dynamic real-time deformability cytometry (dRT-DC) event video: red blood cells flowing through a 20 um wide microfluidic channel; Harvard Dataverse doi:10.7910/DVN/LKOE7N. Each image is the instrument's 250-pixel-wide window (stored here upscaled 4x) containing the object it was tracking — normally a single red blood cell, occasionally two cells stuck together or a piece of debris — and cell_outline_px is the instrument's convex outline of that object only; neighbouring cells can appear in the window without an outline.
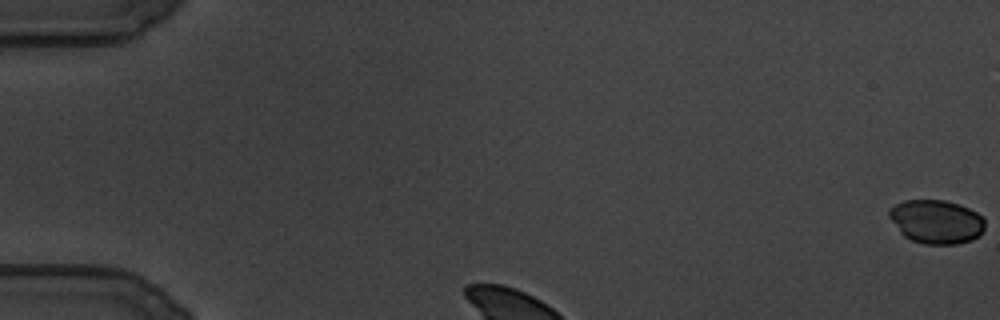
{"species": "common noctule bat (a hibernating species)", "species_latin": "Nyctalus noctula", "temperature_condition": "cold", "stored_images_in_passage": 80, "camera_frame_rate_fps": 3000, "um_per_image_px": 0.085, "animal": {"sex": "male", "body_mass_g": 19.5, "forearm_length_mm": 54.6}, "frame": {"image": 1, "passage_image": 1, "time_ms": 0.0, "image_size_px": [1000, 320], "cell_outline_px": [[984, 228], [980, 236], [972, 240], [956, 244], [924, 244], [912, 240], [904, 236], [900, 232], [888, 216], [888, 212], [896, 204], [904, 200], [944, 200], [960, 204], [976, 212], [984, 220]], "centroid_in_image_um": [79.59, 18.84], "position_along_channel_um": 5.4, "area_um2": 24.39}}